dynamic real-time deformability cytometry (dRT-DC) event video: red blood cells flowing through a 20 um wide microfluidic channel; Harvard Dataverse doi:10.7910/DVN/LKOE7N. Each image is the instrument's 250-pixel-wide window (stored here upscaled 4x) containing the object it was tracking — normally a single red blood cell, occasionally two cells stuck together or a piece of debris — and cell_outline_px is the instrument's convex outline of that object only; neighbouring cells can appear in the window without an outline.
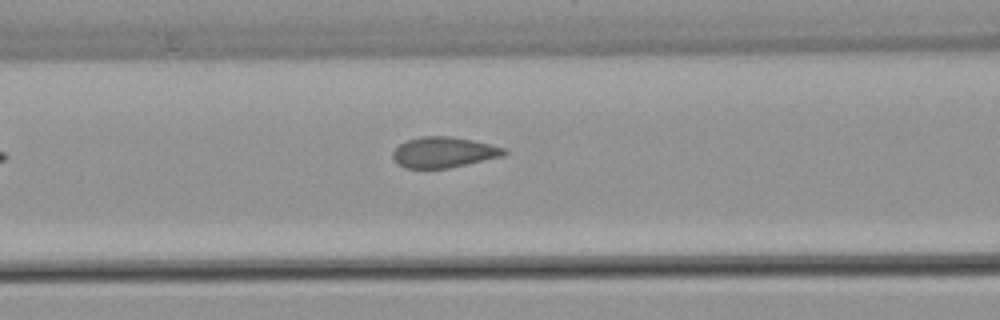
{"species": "common noctule bat (a hibernating species)", "species_latin": "Nyctalus noctula", "temperature_condition": "warm", "stored_images_in_passage": 5, "camera_frame_rate_fps": 3000, "um_per_image_px": 0.085, "animal": {"sex": "female", "body_mass_g": 22.7, "forearm_length_mm": 54.2}, "frame": {"image": 1, "passage_image": 4, "time_ms": 3.667, "image_size_px": [1000, 320], "cell_outline_px": [[508, 152], [504, 156], [448, 168], [404, 168], [396, 164], [392, 156], [392, 152], [400, 144], [408, 140], [420, 136], [448, 136], [472, 140], [508, 148]], "centroid_in_image_um": [37.73, 12.95], "position_along_channel_um": 128.9, "area_um2": 20.0}}